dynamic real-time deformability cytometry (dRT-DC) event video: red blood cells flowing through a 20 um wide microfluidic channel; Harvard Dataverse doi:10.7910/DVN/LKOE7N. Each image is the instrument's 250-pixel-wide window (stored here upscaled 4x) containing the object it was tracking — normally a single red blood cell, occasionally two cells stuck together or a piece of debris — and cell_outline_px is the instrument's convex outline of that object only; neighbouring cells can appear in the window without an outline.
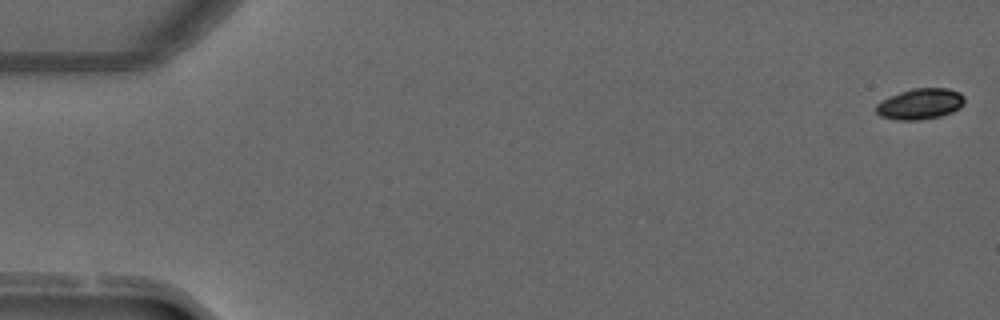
{"species": "common noctule bat (a hibernating species)", "species_latin": "Nyctalus noctula", "temperature_condition": "warm", "stored_images_in_passage": 14, "camera_frame_rate_fps": 3000, "um_per_image_px": 0.085, "animal": {"sex": "male", "forearm_length_mm": 52.5}, "frame": {"image": 1, "passage_image": 1, "time_ms": 0.0, "image_size_px": [1000, 320], "cell_outline_px": [[964, 104], [960, 108], [952, 112], [940, 116], [920, 120], [896, 120], [880, 116], [876, 112], [876, 104], [880, 100], [888, 96], [912, 88], [948, 88], [960, 92], [964, 96]], "centroid_in_image_um": [78.2, 8.83], "position_along_channel_um": 6.8, "area_um2": 16.13}}
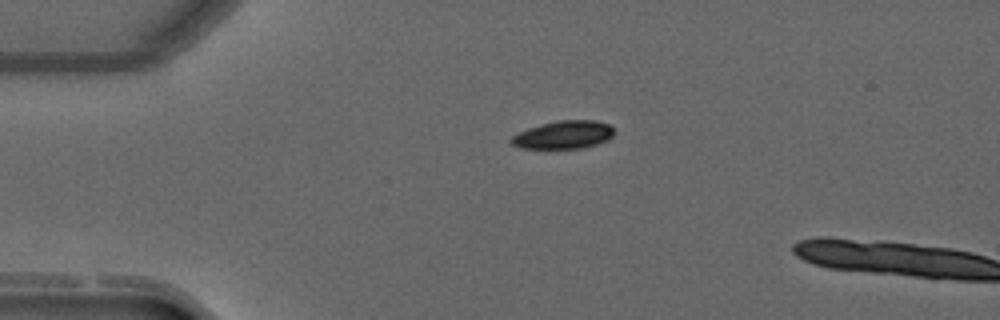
{"frame": {"image": 2, "passage_image": 12, "time_ms": 3.667, "image_size_px": [1000, 320], "cell_outline_px": [[612, 136], [608, 140], [584, 148], [520, 148], [512, 144], [508, 140], [512, 136], [528, 128], [560, 120], [592, 120], [608, 124], [612, 128]], "centroid_in_image_um": [47.89, 11.47], "position_along_channel_um": 37.1, "area_um2": 16.53}}